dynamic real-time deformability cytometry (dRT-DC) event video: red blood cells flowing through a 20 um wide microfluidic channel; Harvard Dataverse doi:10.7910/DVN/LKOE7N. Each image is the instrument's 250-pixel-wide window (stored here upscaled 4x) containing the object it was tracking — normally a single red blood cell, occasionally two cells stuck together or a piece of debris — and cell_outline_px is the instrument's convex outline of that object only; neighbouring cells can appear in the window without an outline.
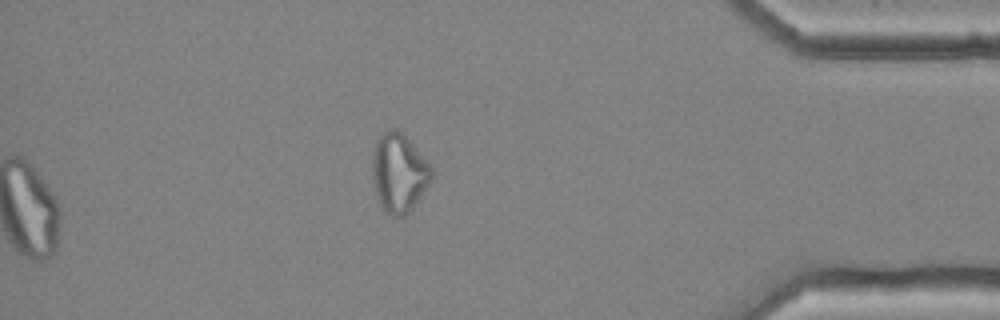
{"species": "common noctule bat (a hibernating species)", "species_latin": "Nyctalus noctula", "temperature_condition": "cold", "stored_images_in_passage": 55, "camera_frame_rate_fps": 3000, "um_per_image_px": 0.085, "animal": {"sex": "female", "body_mass_g": 25.1}, "frame": {"image": 1, "passage_image": 55, "time_ms": 18.0, "image_size_px": [1000, 320], "cell_outline_px": [[432, 180], [412, 208], [404, 216], [388, 216], [384, 212], [380, 204], [376, 192], [372, 172], [372, 152], [376, 140], [384, 132], [392, 128], [396, 128], [412, 144], [432, 168]], "centroid_in_image_um": [33.88, 14.71], "position_along_channel_um": 401.3, "area_um2": 26.88}}